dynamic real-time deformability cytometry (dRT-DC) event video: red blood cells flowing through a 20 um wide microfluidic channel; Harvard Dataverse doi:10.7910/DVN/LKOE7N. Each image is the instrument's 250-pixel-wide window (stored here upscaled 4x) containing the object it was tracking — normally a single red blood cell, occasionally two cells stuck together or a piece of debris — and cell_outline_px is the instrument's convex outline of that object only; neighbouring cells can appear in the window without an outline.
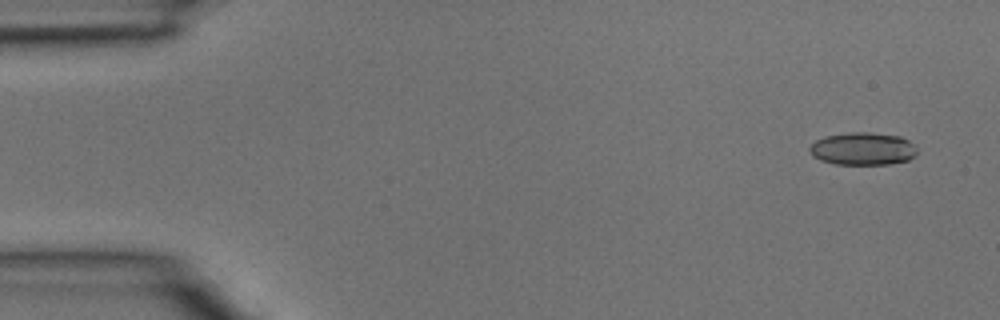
{"species": "common noctule bat (a hibernating species)", "species_latin": "Nyctalus noctula", "temperature_condition": "room temperature", "stored_images_in_passage": 3, "camera_frame_rate_fps": 3000, "um_per_image_px": 0.085, "animal": {"sex": "male", "body_mass_g": 15.6}, "frame": {"image": 1, "passage_image": 1, "time_ms": 0.0, "image_size_px": [1000, 320], "cell_outline_px": [[916, 156], [908, 160], [888, 164], [836, 164], [820, 160], [812, 156], [808, 148], [816, 140], [824, 136], [848, 132], [868, 132], [900, 136], [908, 140], [916, 148]], "centroid_in_image_um": [73.32, 12.64], "position_along_channel_um": 11.7, "area_um2": 20.52}}